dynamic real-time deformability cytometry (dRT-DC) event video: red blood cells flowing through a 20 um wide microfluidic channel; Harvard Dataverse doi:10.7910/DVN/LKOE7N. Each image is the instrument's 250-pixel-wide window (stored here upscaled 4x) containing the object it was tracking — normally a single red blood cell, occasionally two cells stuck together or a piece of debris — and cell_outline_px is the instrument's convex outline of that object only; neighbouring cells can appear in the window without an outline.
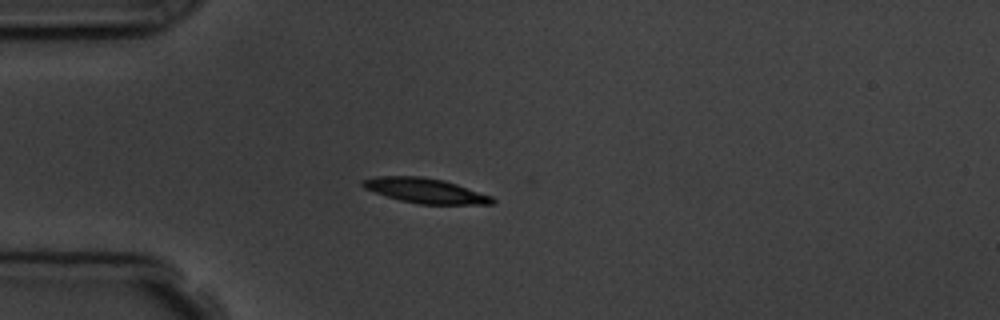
{"species": "common noctule bat (a hibernating species)", "species_latin": "Nyctalus noctula", "temperature_condition": "room temperature", "stored_images_in_passage": 8, "camera_frame_rate_fps": 3000, "um_per_image_px": 0.085, "animal": {"sex": "male", "body_mass_g": 19.5, "forearm_length_mm": 54.6}, "frame": {"image": 1, "passage_image": 4, "time_ms": 3.667, "image_size_px": [1000, 320], "cell_outline_px": [[496, 200], [492, 204], [420, 204], [400, 200], [364, 188], [360, 184], [360, 180], [376, 176], [420, 176], [444, 180], [492, 196]], "centroid_in_image_um": [36.14, 16.2], "position_along_channel_um": 48.9, "area_um2": 18.67}}